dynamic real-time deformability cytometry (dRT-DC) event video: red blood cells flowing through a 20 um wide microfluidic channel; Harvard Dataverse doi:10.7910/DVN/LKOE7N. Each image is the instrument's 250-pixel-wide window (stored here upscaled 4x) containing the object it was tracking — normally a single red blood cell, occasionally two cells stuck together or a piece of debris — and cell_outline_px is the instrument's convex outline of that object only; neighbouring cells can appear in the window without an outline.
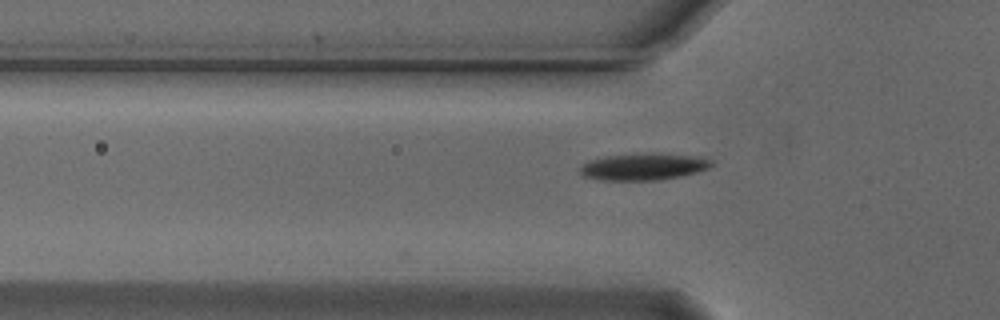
{"species": "Egyptian fruit bat (a non-hibernating species)", "species_latin": "Rousettus aegyptiacus", "temperature_condition": "cold", "stored_images_in_passage": 34, "camera_frame_rate_fps": 3000, "um_per_image_px": 0.085, "animal": {"sex": "male"}, "frame": {"image": 1, "passage_image": 3, "time_ms": 0.667, "image_size_px": [1000, 320], "cell_outline_px": [[716, 164], [708, 168], [696, 172], [680, 176], [660, 180], [600, 180], [580, 176], [580, 164], [588, 160], [604, 156], [652, 152], [704, 156], [712, 160]], "centroid_in_image_um": [54.71, 14.15], "position_along_channel_um": 71.1, "area_um2": 21.21}}
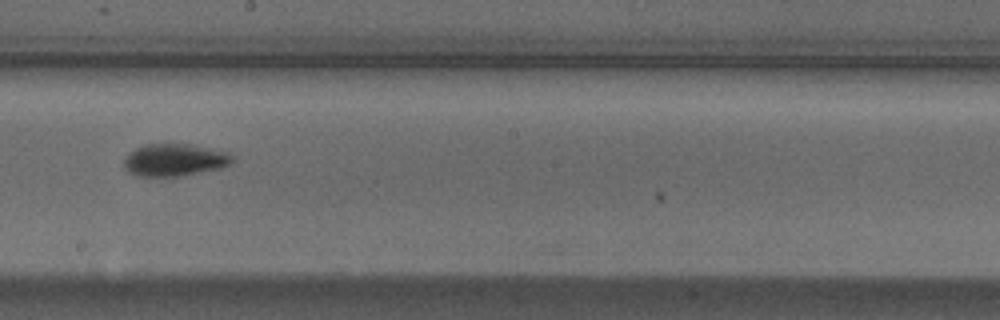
{"frame": {"image": 2, "passage_image": 16, "time_ms": 5.0, "image_size_px": [1000, 320], "cell_outline_px": [[236, 160], [220, 168], [180, 176], [136, 176], [128, 172], [124, 168], [124, 160], [128, 152], [144, 144], [168, 140], [192, 144], [228, 152]], "centroid_in_image_um": [14.8, 13.54], "position_along_channel_um": 233.4, "area_um2": 21.21}}
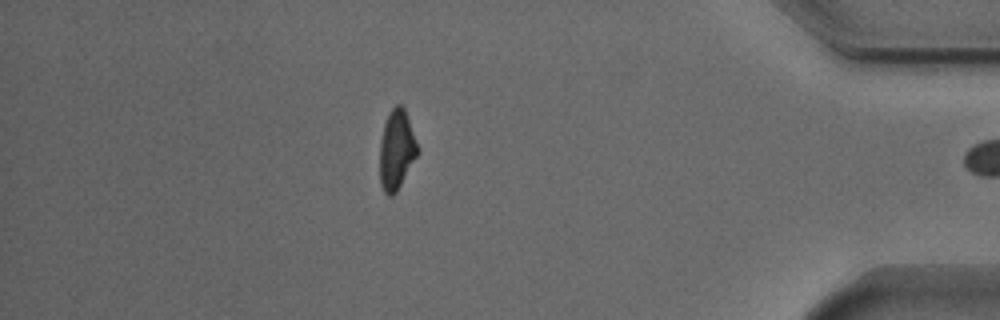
{"frame": {"image": 3, "passage_image": 33, "time_ms": 10.667, "image_size_px": [1000, 320], "cell_outline_px": [[420, 152], [396, 192], [392, 196], [388, 196], [384, 192], [380, 184], [380, 140], [384, 124], [388, 112], [396, 104], [400, 104], [404, 108], [420, 148]], "centroid_in_image_um": [33.72, 12.73], "position_along_channel_um": 401.5, "area_um2": 17.8}, "authors_computed_cell_mechanics": {"area_um2": 19.5075, "velocity_mm_per_s": 3.7369, "shape_relaxation_time_tau1_ms": 1.7261, "shape_relaxation_time_tau2_ms": 2.5397, "deformation_change_tau1": 0.1278, "deformation_change_tau2": 0.0688}}